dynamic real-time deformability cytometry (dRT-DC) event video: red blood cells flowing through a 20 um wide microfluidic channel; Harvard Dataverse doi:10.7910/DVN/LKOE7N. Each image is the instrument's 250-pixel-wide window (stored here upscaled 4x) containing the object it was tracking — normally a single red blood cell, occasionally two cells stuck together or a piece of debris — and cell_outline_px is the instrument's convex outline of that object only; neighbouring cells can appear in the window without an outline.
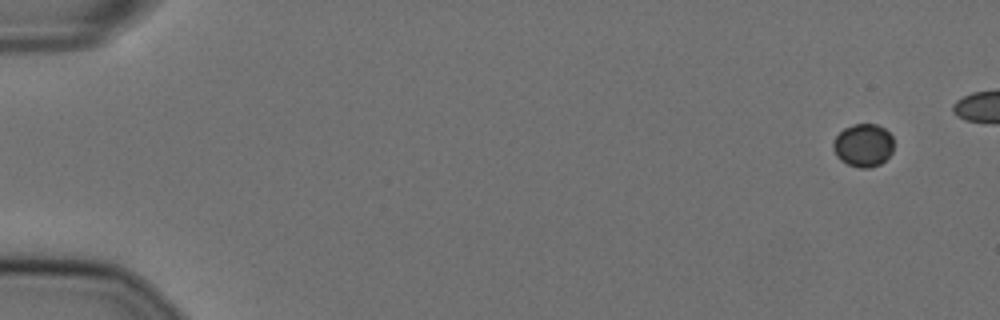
{"species": "Egyptian fruit bat (a non-hibernating species)", "species_latin": "Rousettus aegyptiacus", "temperature_condition": "cold", "stored_images_in_passage": 48, "camera_frame_rate_fps": 3000, "um_per_image_px": 0.085, "animal": {"sex": "female"}, "frame": {"image": 1, "passage_image": 1, "time_ms": 0.0, "image_size_px": [1000, 320], "cell_outline_px": [[892, 152], [880, 164], [868, 168], [860, 168], [848, 164], [840, 160], [836, 156], [832, 148], [832, 144], [836, 136], [844, 128], [852, 124], [876, 124], [884, 128], [892, 136]], "centroid_in_image_um": [73.35, 12.34], "position_along_channel_um": 11.6, "area_um2": 15.14}}
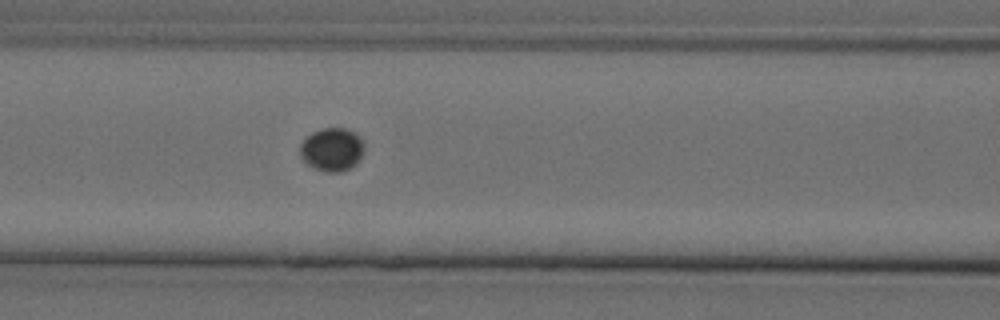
{"frame": {"image": 2, "passage_image": 23, "time_ms": 7.333, "image_size_px": [1000, 320], "cell_outline_px": [[364, 148], [356, 164], [340, 172], [328, 172], [312, 168], [300, 156], [300, 144], [312, 132], [324, 128], [344, 128], [360, 136], [364, 144]], "centroid_in_image_um": [28.21, 12.71], "position_along_channel_um": 138.4, "area_um2": 16.01}}
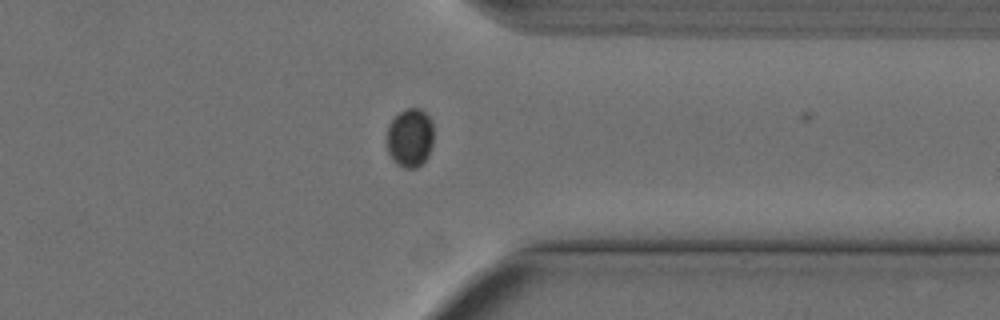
{"frame": {"image": 3, "passage_image": 43, "time_ms": 14.0, "image_size_px": [1000, 320], "cell_outline_px": [[432, 144], [428, 156], [416, 168], [404, 168], [396, 164], [392, 160], [388, 152], [388, 124], [400, 112], [408, 108], [420, 108], [432, 120]], "centroid_in_image_um": [34.85, 11.72], "position_along_channel_um": 376.6, "area_um2": 15.9}}